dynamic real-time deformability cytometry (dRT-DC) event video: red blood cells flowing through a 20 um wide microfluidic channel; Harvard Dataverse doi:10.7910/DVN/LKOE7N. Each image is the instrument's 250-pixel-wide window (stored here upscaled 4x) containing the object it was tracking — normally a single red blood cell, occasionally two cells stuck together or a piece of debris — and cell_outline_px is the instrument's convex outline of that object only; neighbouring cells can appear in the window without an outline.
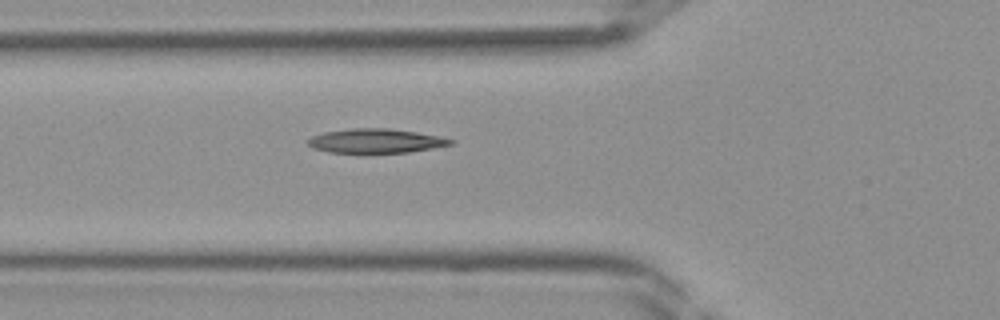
{"species": "Egyptian fruit bat (a non-hibernating species)", "species_latin": "Rousettus aegyptiacus", "temperature_condition": "room temperature", "stored_images_in_passage": 31, "camera_frame_rate_fps": 3000, "um_per_image_px": 0.085, "frame": {"image": 1, "passage_image": 5, "time_ms": 1.333, "image_size_px": [1000, 320], "cell_outline_px": [[456, 144], [408, 152], [328, 152], [312, 148], [304, 140], [312, 136], [324, 132], [352, 128], [388, 128], [444, 136], [456, 140]], "centroid_in_image_um": [31.98, 11.96], "position_along_channel_um": 93.8, "area_um2": 20.29}}
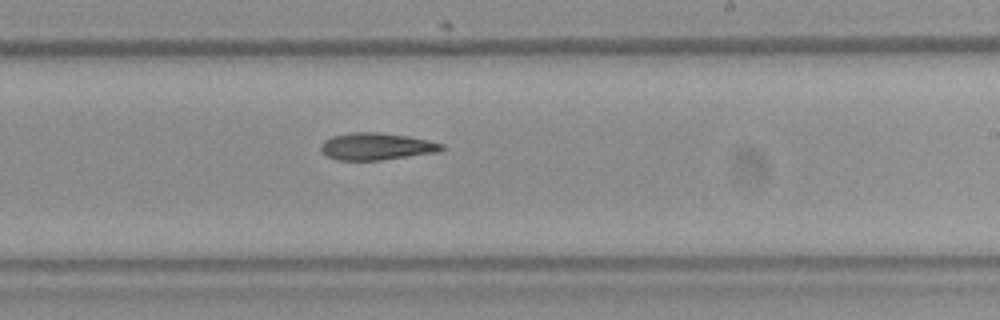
{"frame": {"image": 2, "passage_image": 15, "time_ms": 4.667, "image_size_px": [1000, 320], "cell_outline_px": [[448, 148], [440, 152], [380, 160], [336, 160], [328, 156], [320, 148], [320, 144], [324, 140], [332, 136], [348, 132], [376, 132], [408, 136], [428, 140], [444, 144]], "centroid_in_image_um": [32.03, 12.44], "position_along_channel_um": 257.0, "area_um2": 19.25}}
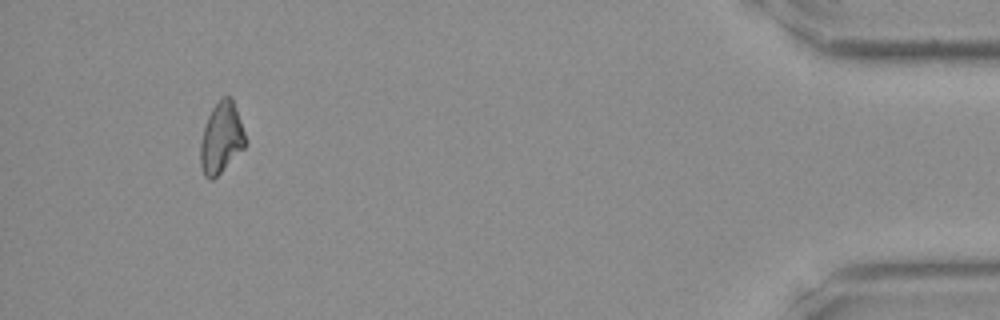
{"frame": {"image": 3, "passage_image": 29, "time_ms": 9.333, "image_size_px": [1000, 320], "cell_outline_px": [[248, 140], [244, 148], [212, 180], [208, 180], [204, 176], [200, 164], [200, 140], [208, 116], [212, 108], [224, 96], [232, 96]], "centroid_in_image_um": [18.82, 11.72], "position_along_channel_um": 416.4, "area_um2": 18.67}}